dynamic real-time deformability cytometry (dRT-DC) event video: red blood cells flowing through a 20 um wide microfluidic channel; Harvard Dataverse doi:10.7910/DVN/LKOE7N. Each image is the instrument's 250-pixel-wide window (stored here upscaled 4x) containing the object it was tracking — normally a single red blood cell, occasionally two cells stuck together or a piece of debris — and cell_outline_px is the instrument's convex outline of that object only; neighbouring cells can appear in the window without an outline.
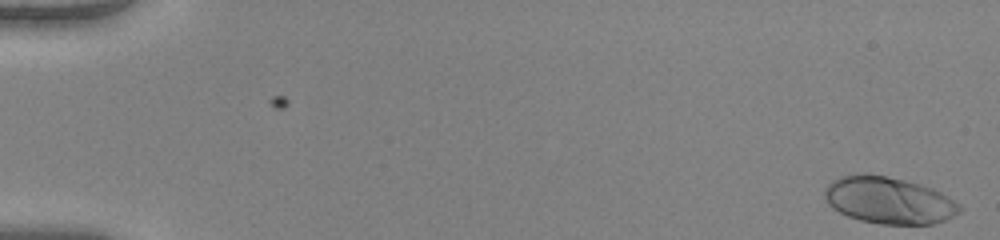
{"species": "human", "species_latin": "Homo sapiens", "temperature_condition": "warm", "stored_images_in_passage": 51, "camera_frame_rate_fps": 3000, "um_per_image_px": 0.085, "donor": {"sex": "female"}, "frame": {"image": 1, "passage_image": 1, "time_ms": 0.0, "image_size_px": [1000, 240], "cell_outline_px": [[964, 208], [960, 212], [944, 220], [932, 224], [880, 224], [860, 220], [848, 216], [832, 208], [828, 204], [824, 196], [824, 188], [832, 180], [840, 176], [856, 172], [864, 172], [904, 180], [920, 184], [932, 188], [940, 192], [960, 204]], "centroid_in_image_um": [75.51, 17.01], "position_along_channel_um": 9.5, "area_um2": 37.11}}
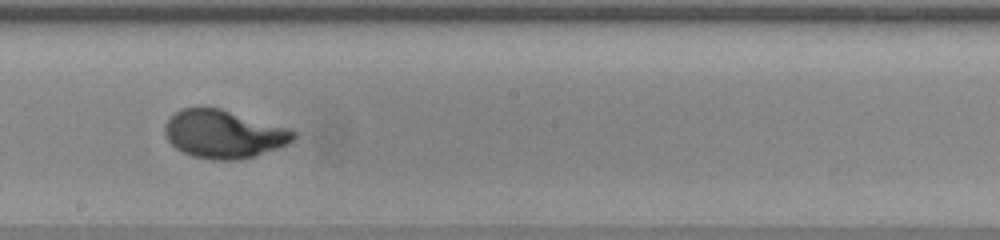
{"frame": {"image": 2, "passage_image": 30, "time_ms": 9.667, "image_size_px": [1000, 240], "cell_outline_px": [[296, 136], [288, 144], [256, 156], [240, 160], [212, 160], [192, 156], [176, 148], [168, 140], [164, 132], [164, 124], [180, 108], [220, 108], [288, 128], [296, 132]], "centroid_in_image_um": [19.01, 11.41], "position_along_channel_um": 229.2, "area_um2": 35.95}}
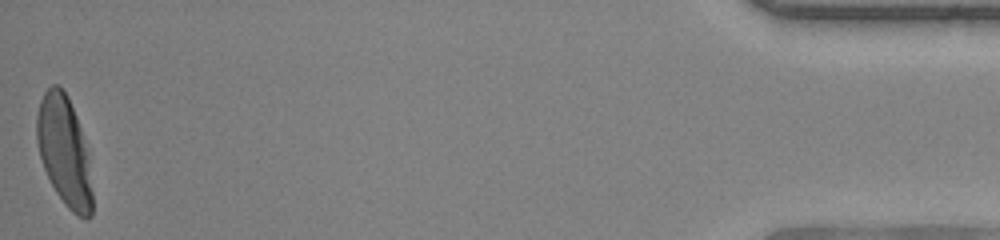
{"frame": {"image": 3, "passage_image": 51, "time_ms": 16.667, "image_size_px": [1000, 240], "cell_outline_px": [[92, 216], [84, 220], [72, 212], [64, 204], [56, 192], [44, 168], [40, 156], [36, 140], [36, 116], [40, 100], [44, 92], [52, 84], [56, 84], [68, 96], [76, 116], [88, 152], [92, 192]], "centroid_in_image_um": [5.46, 12.87], "position_along_channel_um": 429.7, "area_um2": 35.43}, "authors_computed_cell_mechanics": {"area_um2": 35.3158, "velocity_mm_per_s": 4.0881, "shape_relaxation_time_tau1_ms": 3.4034, "shape_relaxation_time_tau2_ms": null, "deformation_change_tau1": 0.2394, "deformation_change_tau2": null}}